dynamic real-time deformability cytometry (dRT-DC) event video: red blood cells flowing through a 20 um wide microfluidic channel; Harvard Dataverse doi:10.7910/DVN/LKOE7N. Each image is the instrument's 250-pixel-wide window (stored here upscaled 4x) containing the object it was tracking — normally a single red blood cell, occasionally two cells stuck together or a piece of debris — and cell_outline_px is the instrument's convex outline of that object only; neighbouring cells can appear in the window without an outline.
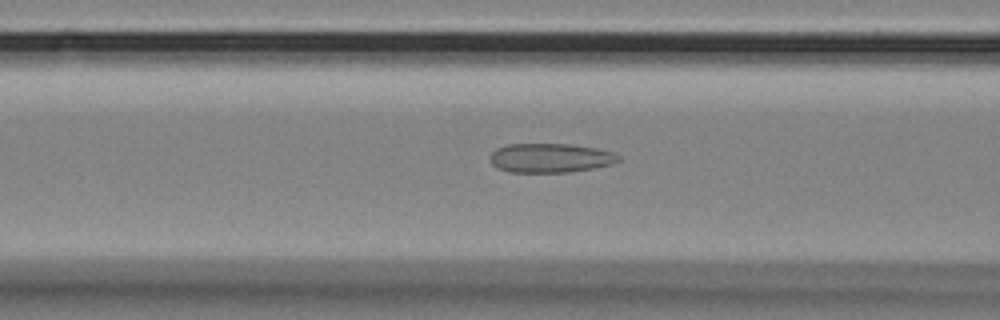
{"species": "Egyptian fruit bat (a non-hibernating species)", "species_latin": "Rousettus aegyptiacus", "temperature_condition": "room temperature", "stored_images_in_passage": 40, "camera_frame_rate_fps": 3000, "um_per_image_px": 0.085, "animal": {"sex": "female"}, "frame": {"image": 1, "passage_image": 5, "time_ms": 1.333, "image_size_px": [1000, 320], "cell_outline_px": [[620, 160], [612, 164], [592, 168], [568, 172], [508, 172], [496, 168], [492, 164], [488, 156], [496, 148], [508, 144], [568, 144], [596, 148], [612, 152], [620, 156]], "centroid_in_image_um": [46.73, 13.43], "position_along_channel_um": 119.9, "area_um2": 21.91}}
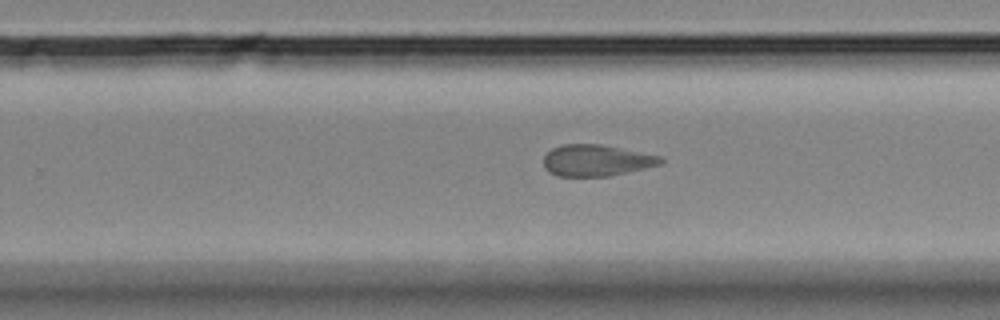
{"frame": {"image": 2, "passage_image": 19, "time_ms": 6.0, "image_size_px": [1000, 320], "cell_outline_px": [[664, 160], [660, 164], [644, 168], [608, 176], [556, 176], [548, 172], [544, 168], [544, 156], [552, 148], [564, 144], [600, 144], [660, 156]], "centroid_in_image_um": [50.64, 13.63], "position_along_channel_um": 279.2, "area_um2": 21.21}}
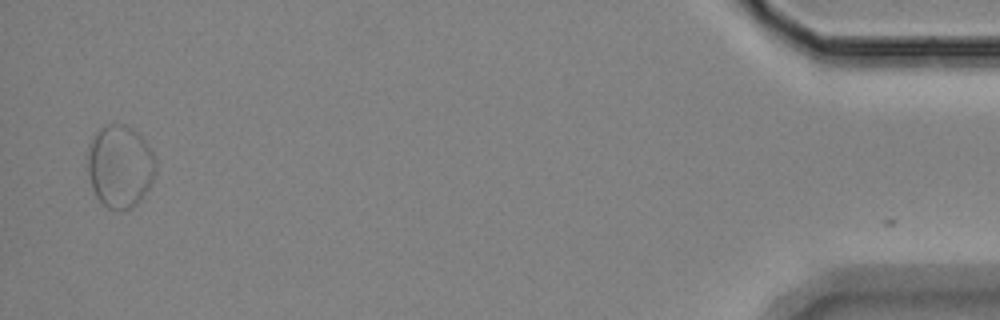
{"frame": {"image": 3, "passage_image": 39, "time_ms": 12.667, "image_size_px": [1000, 320], "cell_outline_px": [[156, 172], [148, 188], [140, 200], [132, 208], [108, 208], [96, 196], [92, 188], [88, 172], [88, 144], [96, 132], [100, 128], [108, 124], [124, 124], [132, 128], [148, 144], [156, 156]], "centroid_in_image_um": [10.21, 14.1], "position_along_channel_um": 425.0, "area_um2": 32.71}}